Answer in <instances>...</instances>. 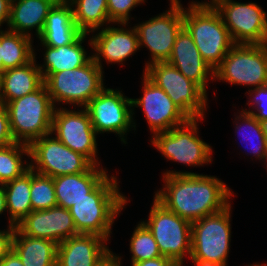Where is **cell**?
<instances>
[{
	"label": "cell",
	"instance_id": "cell-1",
	"mask_svg": "<svg viewBox=\"0 0 267 266\" xmlns=\"http://www.w3.org/2000/svg\"><path fill=\"white\" fill-rule=\"evenodd\" d=\"M163 188L154 198L165 208L191 223L224 210L234 196L232 190L215 176L166 170Z\"/></svg>",
	"mask_w": 267,
	"mask_h": 266
},
{
	"label": "cell",
	"instance_id": "cell-33",
	"mask_svg": "<svg viewBox=\"0 0 267 266\" xmlns=\"http://www.w3.org/2000/svg\"><path fill=\"white\" fill-rule=\"evenodd\" d=\"M131 264L162 256L149 229L139 222L130 238Z\"/></svg>",
	"mask_w": 267,
	"mask_h": 266
},
{
	"label": "cell",
	"instance_id": "cell-18",
	"mask_svg": "<svg viewBox=\"0 0 267 266\" xmlns=\"http://www.w3.org/2000/svg\"><path fill=\"white\" fill-rule=\"evenodd\" d=\"M15 227L26 236L49 239L56 244L79 234L69 209L60 206L32 211Z\"/></svg>",
	"mask_w": 267,
	"mask_h": 266
},
{
	"label": "cell",
	"instance_id": "cell-21",
	"mask_svg": "<svg viewBox=\"0 0 267 266\" xmlns=\"http://www.w3.org/2000/svg\"><path fill=\"white\" fill-rule=\"evenodd\" d=\"M107 175V169L93 165L87 172L53 177L57 206L69 209L87 197Z\"/></svg>",
	"mask_w": 267,
	"mask_h": 266
},
{
	"label": "cell",
	"instance_id": "cell-35",
	"mask_svg": "<svg viewBox=\"0 0 267 266\" xmlns=\"http://www.w3.org/2000/svg\"><path fill=\"white\" fill-rule=\"evenodd\" d=\"M146 2L145 0H107L108 16L114 25L128 22L131 18L130 11Z\"/></svg>",
	"mask_w": 267,
	"mask_h": 266
},
{
	"label": "cell",
	"instance_id": "cell-7",
	"mask_svg": "<svg viewBox=\"0 0 267 266\" xmlns=\"http://www.w3.org/2000/svg\"><path fill=\"white\" fill-rule=\"evenodd\" d=\"M142 223L152 233L162 256L183 265L185 256L191 254L192 223L165 208L155 198L148 220Z\"/></svg>",
	"mask_w": 267,
	"mask_h": 266
},
{
	"label": "cell",
	"instance_id": "cell-36",
	"mask_svg": "<svg viewBox=\"0 0 267 266\" xmlns=\"http://www.w3.org/2000/svg\"><path fill=\"white\" fill-rule=\"evenodd\" d=\"M14 142L6 107L4 104L0 103V147L10 145Z\"/></svg>",
	"mask_w": 267,
	"mask_h": 266
},
{
	"label": "cell",
	"instance_id": "cell-2",
	"mask_svg": "<svg viewBox=\"0 0 267 266\" xmlns=\"http://www.w3.org/2000/svg\"><path fill=\"white\" fill-rule=\"evenodd\" d=\"M118 183L116 176L107 175L87 197L69 208L78 233L96 234L109 241L115 217L128 203Z\"/></svg>",
	"mask_w": 267,
	"mask_h": 266
},
{
	"label": "cell",
	"instance_id": "cell-34",
	"mask_svg": "<svg viewBox=\"0 0 267 266\" xmlns=\"http://www.w3.org/2000/svg\"><path fill=\"white\" fill-rule=\"evenodd\" d=\"M245 94L250 97L246 105H250L252 110L242 109V111L249 112L261 123L267 125V85L252 89L249 88Z\"/></svg>",
	"mask_w": 267,
	"mask_h": 266
},
{
	"label": "cell",
	"instance_id": "cell-6",
	"mask_svg": "<svg viewBox=\"0 0 267 266\" xmlns=\"http://www.w3.org/2000/svg\"><path fill=\"white\" fill-rule=\"evenodd\" d=\"M104 71L93 57L84 65L73 70L57 73H42L52 103L73 104L84 108L87 103L106 86Z\"/></svg>",
	"mask_w": 267,
	"mask_h": 266
},
{
	"label": "cell",
	"instance_id": "cell-45",
	"mask_svg": "<svg viewBox=\"0 0 267 266\" xmlns=\"http://www.w3.org/2000/svg\"><path fill=\"white\" fill-rule=\"evenodd\" d=\"M248 266H267V263L266 264H248Z\"/></svg>",
	"mask_w": 267,
	"mask_h": 266
},
{
	"label": "cell",
	"instance_id": "cell-31",
	"mask_svg": "<svg viewBox=\"0 0 267 266\" xmlns=\"http://www.w3.org/2000/svg\"><path fill=\"white\" fill-rule=\"evenodd\" d=\"M23 155L29 158L27 144L14 142L0 147V185L19 178L30 169L28 161L22 159Z\"/></svg>",
	"mask_w": 267,
	"mask_h": 266
},
{
	"label": "cell",
	"instance_id": "cell-42",
	"mask_svg": "<svg viewBox=\"0 0 267 266\" xmlns=\"http://www.w3.org/2000/svg\"><path fill=\"white\" fill-rule=\"evenodd\" d=\"M6 211L7 212V206H6V195L4 191L3 185H0V215Z\"/></svg>",
	"mask_w": 267,
	"mask_h": 266
},
{
	"label": "cell",
	"instance_id": "cell-17",
	"mask_svg": "<svg viewBox=\"0 0 267 266\" xmlns=\"http://www.w3.org/2000/svg\"><path fill=\"white\" fill-rule=\"evenodd\" d=\"M111 24L101 30H96L97 33L88 40L90 48L95 52L92 53L93 59L102 70L103 61L101 59L107 64L121 63L123 65L127 58L129 59L137 50H140L138 35L134 26L127 28V23H119V28L113 25L111 27Z\"/></svg>",
	"mask_w": 267,
	"mask_h": 266
},
{
	"label": "cell",
	"instance_id": "cell-25",
	"mask_svg": "<svg viewBox=\"0 0 267 266\" xmlns=\"http://www.w3.org/2000/svg\"><path fill=\"white\" fill-rule=\"evenodd\" d=\"M89 34L81 33L71 44L61 47L42 45L44 50V64H38L42 73H57L64 70H73L84 66L93 56L87 55L83 42Z\"/></svg>",
	"mask_w": 267,
	"mask_h": 266
},
{
	"label": "cell",
	"instance_id": "cell-29",
	"mask_svg": "<svg viewBox=\"0 0 267 266\" xmlns=\"http://www.w3.org/2000/svg\"><path fill=\"white\" fill-rule=\"evenodd\" d=\"M68 2L73 9L75 24L84 34L91 32L93 34L96 30L111 23L108 16L107 0H68ZM107 23L108 25H106Z\"/></svg>",
	"mask_w": 267,
	"mask_h": 266
},
{
	"label": "cell",
	"instance_id": "cell-14",
	"mask_svg": "<svg viewBox=\"0 0 267 266\" xmlns=\"http://www.w3.org/2000/svg\"><path fill=\"white\" fill-rule=\"evenodd\" d=\"M234 44H267V14L254 2L214 0Z\"/></svg>",
	"mask_w": 267,
	"mask_h": 266
},
{
	"label": "cell",
	"instance_id": "cell-22",
	"mask_svg": "<svg viewBox=\"0 0 267 266\" xmlns=\"http://www.w3.org/2000/svg\"><path fill=\"white\" fill-rule=\"evenodd\" d=\"M53 6L49 0L12 1L8 30L33 38L30 31L35 29L38 38L43 31L48 12Z\"/></svg>",
	"mask_w": 267,
	"mask_h": 266
},
{
	"label": "cell",
	"instance_id": "cell-41",
	"mask_svg": "<svg viewBox=\"0 0 267 266\" xmlns=\"http://www.w3.org/2000/svg\"><path fill=\"white\" fill-rule=\"evenodd\" d=\"M110 251L97 266H121V257Z\"/></svg>",
	"mask_w": 267,
	"mask_h": 266
},
{
	"label": "cell",
	"instance_id": "cell-12",
	"mask_svg": "<svg viewBox=\"0 0 267 266\" xmlns=\"http://www.w3.org/2000/svg\"><path fill=\"white\" fill-rule=\"evenodd\" d=\"M97 134L115 133L123 144L130 129L136 130L131 98L124 96L122 90L104 88L84 107Z\"/></svg>",
	"mask_w": 267,
	"mask_h": 266
},
{
	"label": "cell",
	"instance_id": "cell-44",
	"mask_svg": "<svg viewBox=\"0 0 267 266\" xmlns=\"http://www.w3.org/2000/svg\"><path fill=\"white\" fill-rule=\"evenodd\" d=\"M0 73H2L1 29H0Z\"/></svg>",
	"mask_w": 267,
	"mask_h": 266
},
{
	"label": "cell",
	"instance_id": "cell-27",
	"mask_svg": "<svg viewBox=\"0 0 267 266\" xmlns=\"http://www.w3.org/2000/svg\"><path fill=\"white\" fill-rule=\"evenodd\" d=\"M6 195V206L9 219V226H16L30 212L32 205L30 199L31 169L19 178L3 184Z\"/></svg>",
	"mask_w": 267,
	"mask_h": 266
},
{
	"label": "cell",
	"instance_id": "cell-16",
	"mask_svg": "<svg viewBox=\"0 0 267 266\" xmlns=\"http://www.w3.org/2000/svg\"><path fill=\"white\" fill-rule=\"evenodd\" d=\"M142 77L143 95L140 98H131L132 111L135 107H141L153 135L169 131L190 119L163 89L156 86L144 74Z\"/></svg>",
	"mask_w": 267,
	"mask_h": 266
},
{
	"label": "cell",
	"instance_id": "cell-40",
	"mask_svg": "<svg viewBox=\"0 0 267 266\" xmlns=\"http://www.w3.org/2000/svg\"><path fill=\"white\" fill-rule=\"evenodd\" d=\"M10 6V0H0V28H2L1 26H3V24H8L10 17Z\"/></svg>",
	"mask_w": 267,
	"mask_h": 266
},
{
	"label": "cell",
	"instance_id": "cell-8",
	"mask_svg": "<svg viewBox=\"0 0 267 266\" xmlns=\"http://www.w3.org/2000/svg\"><path fill=\"white\" fill-rule=\"evenodd\" d=\"M199 120L203 118L189 119L169 131L156 133L150 142L169 161L193 167L207 165L213 161V152L198 134Z\"/></svg>",
	"mask_w": 267,
	"mask_h": 266
},
{
	"label": "cell",
	"instance_id": "cell-43",
	"mask_svg": "<svg viewBox=\"0 0 267 266\" xmlns=\"http://www.w3.org/2000/svg\"><path fill=\"white\" fill-rule=\"evenodd\" d=\"M51 3H53L54 5H61L66 3L68 0H49Z\"/></svg>",
	"mask_w": 267,
	"mask_h": 266
},
{
	"label": "cell",
	"instance_id": "cell-48",
	"mask_svg": "<svg viewBox=\"0 0 267 266\" xmlns=\"http://www.w3.org/2000/svg\"><path fill=\"white\" fill-rule=\"evenodd\" d=\"M213 1H214V0H210V1H208V2L206 1V3H210V4H211Z\"/></svg>",
	"mask_w": 267,
	"mask_h": 266
},
{
	"label": "cell",
	"instance_id": "cell-4",
	"mask_svg": "<svg viewBox=\"0 0 267 266\" xmlns=\"http://www.w3.org/2000/svg\"><path fill=\"white\" fill-rule=\"evenodd\" d=\"M12 137L29 145L51 133L54 105L43 83L37 90L5 104Z\"/></svg>",
	"mask_w": 267,
	"mask_h": 266
},
{
	"label": "cell",
	"instance_id": "cell-23",
	"mask_svg": "<svg viewBox=\"0 0 267 266\" xmlns=\"http://www.w3.org/2000/svg\"><path fill=\"white\" fill-rule=\"evenodd\" d=\"M82 32L76 26L71 4L54 5L48 12L39 40L42 45L61 47L71 44Z\"/></svg>",
	"mask_w": 267,
	"mask_h": 266
},
{
	"label": "cell",
	"instance_id": "cell-5",
	"mask_svg": "<svg viewBox=\"0 0 267 266\" xmlns=\"http://www.w3.org/2000/svg\"><path fill=\"white\" fill-rule=\"evenodd\" d=\"M231 206L192 222L190 259L194 266H227Z\"/></svg>",
	"mask_w": 267,
	"mask_h": 266
},
{
	"label": "cell",
	"instance_id": "cell-30",
	"mask_svg": "<svg viewBox=\"0 0 267 266\" xmlns=\"http://www.w3.org/2000/svg\"><path fill=\"white\" fill-rule=\"evenodd\" d=\"M238 113L239 115H237L235 121H233V123H236L235 133L241 134L243 130V134H241L243 141L248 140V142L245 141L246 145L247 143L251 144L249 153L255 156L256 159L264 161L267 156L266 125L257 120L249 112H243L241 110ZM246 151L248 152V150Z\"/></svg>",
	"mask_w": 267,
	"mask_h": 266
},
{
	"label": "cell",
	"instance_id": "cell-9",
	"mask_svg": "<svg viewBox=\"0 0 267 266\" xmlns=\"http://www.w3.org/2000/svg\"><path fill=\"white\" fill-rule=\"evenodd\" d=\"M143 74L163 89L190 119L204 118L208 108V95L175 66L167 61L155 62L144 67Z\"/></svg>",
	"mask_w": 267,
	"mask_h": 266
},
{
	"label": "cell",
	"instance_id": "cell-26",
	"mask_svg": "<svg viewBox=\"0 0 267 266\" xmlns=\"http://www.w3.org/2000/svg\"><path fill=\"white\" fill-rule=\"evenodd\" d=\"M57 245L49 239L26 236L15 227L12 249L24 266H56Z\"/></svg>",
	"mask_w": 267,
	"mask_h": 266
},
{
	"label": "cell",
	"instance_id": "cell-24",
	"mask_svg": "<svg viewBox=\"0 0 267 266\" xmlns=\"http://www.w3.org/2000/svg\"><path fill=\"white\" fill-rule=\"evenodd\" d=\"M44 83L41 71L36 64V57L29 63L11 68L1 73L0 103L21 98L37 90Z\"/></svg>",
	"mask_w": 267,
	"mask_h": 266
},
{
	"label": "cell",
	"instance_id": "cell-38",
	"mask_svg": "<svg viewBox=\"0 0 267 266\" xmlns=\"http://www.w3.org/2000/svg\"><path fill=\"white\" fill-rule=\"evenodd\" d=\"M131 266H178L172 259L160 256L154 259L132 263Z\"/></svg>",
	"mask_w": 267,
	"mask_h": 266
},
{
	"label": "cell",
	"instance_id": "cell-10",
	"mask_svg": "<svg viewBox=\"0 0 267 266\" xmlns=\"http://www.w3.org/2000/svg\"><path fill=\"white\" fill-rule=\"evenodd\" d=\"M214 79L253 88L267 85V44H235L214 70Z\"/></svg>",
	"mask_w": 267,
	"mask_h": 266
},
{
	"label": "cell",
	"instance_id": "cell-11",
	"mask_svg": "<svg viewBox=\"0 0 267 266\" xmlns=\"http://www.w3.org/2000/svg\"><path fill=\"white\" fill-rule=\"evenodd\" d=\"M28 147L30 169L52 178L87 172L94 165L83 154L71 150L53 137L52 133L32 141Z\"/></svg>",
	"mask_w": 267,
	"mask_h": 266
},
{
	"label": "cell",
	"instance_id": "cell-47",
	"mask_svg": "<svg viewBox=\"0 0 267 266\" xmlns=\"http://www.w3.org/2000/svg\"><path fill=\"white\" fill-rule=\"evenodd\" d=\"M265 130H266V141H267V125L265 126Z\"/></svg>",
	"mask_w": 267,
	"mask_h": 266
},
{
	"label": "cell",
	"instance_id": "cell-20",
	"mask_svg": "<svg viewBox=\"0 0 267 266\" xmlns=\"http://www.w3.org/2000/svg\"><path fill=\"white\" fill-rule=\"evenodd\" d=\"M107 241L96 234L74 235L57 245L56 266H97L111 251Z\"/></svg>",
	"mask_w": 267,
	"mask_h": 266
},
{
	"label": "cell",
	"instance_id": "cell-39",
	"mask_svg": "<svg viewBox=\"0 0 267 266\" xmlns=\"http://www.w3.org/2000/svg\"><path fill=\"white\" fill-rule=\"evenodd\" d=\"M0 266H24L21 259L12 249L1 261Z\"/></svg>",
	"mask_w": 267,
	"mask_h": 266
},
{
	"label": "cell",
	"instance_id": "cell-32",
	"mask_svg": "<svg viewBox=\"0 0 267 266\" xmlns=\"http://www.w3.org/2000/svg\"><path fill=\"white\" fill-rule=\"evenodd\" d=\"M30 199L32 211L47 210L57 206L53 178L31 169Z\"/></svg>",
	"mask_w": 267,
	"mask_h": 266
},
{
	"label": "cell",
	"instance_id": "cell-19",
	"mask_svg": "<svg viewBox=\"0 0 267 266\" xmlns=\"http://www.w3.org/2000/svg\"><path fill=\"white\" fill-rule=\"evenodd\" d=\"M167 62L175 66L187 79L196 83L206 94L209 79L215 80L214 70L202 58L185 27L178 32Z\"/></svg>",
	"mask_w": 267,
	"mask_h": 266
},
{
	"label": "cell",
	"instance_id": "cell-13",
	"mask_svg": "<svg viewBox=\"0 0 267 266\" xmlns=\"http://www.w3.org/2000/svg\"><path fill=\"white\" fill-rule=\"evenodd\" d=\"M170 8L165 13L151 17L137 24L139 48L150 51V60L145 67L155 62H166L170 58L178 32L183 26V6L180 0H170Z\"/></svg>",
	"mask_w": 267,
	"mask_h": 266
},
{
	"label": "cell",
	"instance_id": "cell-37",
	"mask_svg": "<svg viewBox=\"0 0 267 266\" xmlns=\"http://www.w3.org/2000/svg\"><path fill=\"white\" fill-rule=\"evenodd\" d=\"M15 226L0 230V261L12 250Z\"/></svg>",
	"mask_w": 267,
	"mask_h": 266
},
{
	"label": "cell",
	"instance_id": "cell-3",
	"mask_svg": "<svg viewBox=\"0 0 267 266\" xmlns=\"http://www.w3.org/2000/svg\"><path fill=\"white\" fill-rule=\"evenodd\" d=\"M189 3L188 8H183V26L192 36L202 58L215 70L235 44L212 4Z\"/></svg>",
	"mask_w": 267,
	"mask_h": 266
},
{
	"label": "cell",
	"instance_id": "cell-15",
	"mask_svg": "<svg viewBox=\"0 0 267 266\" xmlns=\"http://www.w3.org/2000/svg\"><path fill=\"white\" fill-rule=\"evenodd\" d=\"M52 135L73 151L87 157L94 165L98 162L97 132L85 108L77 111L56 107L53 112Z\"/></svg>",
	"mask_w": 267,
	"mask_h": 266
},
{
	"label": "cell",
	"instance_id": "cell-28",
	"mask_svg": "<svg viewBox=\"0 0 267 266\" xmlns=\"http://www.w3.org/2000/svg\"><path fill=\"white\" fill-rule=\"evenodd\" d=\"M32 38L1 29L2 72L29 63L35 56Z\"/></svg>",
	"mask_w": 267,
	"mask_h": 266
},
{
	"label": "cell",
	"instance_id": "cell-46",
	"mask_svg": "<svg viewBox=\"0 0 267 266\" xmlns=\"http://www.w3.org/2000/svg\"><path fill=\"white\" fill-rule=\"evenodd\" d=\"M264 161L266 162L265 164H266V168H267V156L265 157Z\"/></svg>",
	"mask_w": 267,
	"mask_h": 266
}]
</instances>
